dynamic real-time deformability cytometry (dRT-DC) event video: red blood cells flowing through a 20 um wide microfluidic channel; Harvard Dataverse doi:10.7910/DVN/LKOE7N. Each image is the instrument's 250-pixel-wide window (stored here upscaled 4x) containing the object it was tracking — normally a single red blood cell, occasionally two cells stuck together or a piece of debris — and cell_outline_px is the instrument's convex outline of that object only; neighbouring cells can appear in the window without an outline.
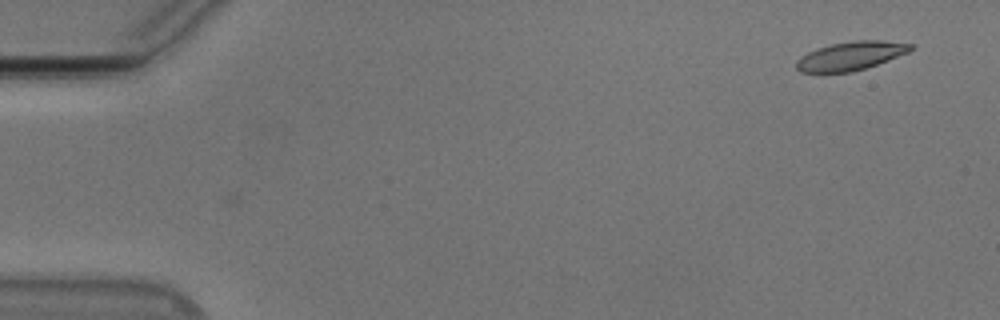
{"species": "Egyptian fruit bat (a non-hibernating species)", "species_latin": "Rousettus aegyptiacus", "temperature_condition": "cold", "stored_images_in_passage": 2, "camera_frame_rate_fps": 3000, "um_per_image_px": 0.085, "animal": {"sex": "male"}, "frame": {"image": 1, "passage_image": 1, "time_ms": 0.0, "image_size_px": [1000, 320], "cell_outline_px": [[912, 48], [908, 52], [876, 64], [852, 72], [800, 72], [796, 68], [796, 60], [800, 56], [808, 52], [832, 44], [856, 40], [880, 40], [912, 44]], "centroid_in_image_um": [72.27, 4.75], "position_along_channel_um": 12.7, "area_um2": 18.67}}